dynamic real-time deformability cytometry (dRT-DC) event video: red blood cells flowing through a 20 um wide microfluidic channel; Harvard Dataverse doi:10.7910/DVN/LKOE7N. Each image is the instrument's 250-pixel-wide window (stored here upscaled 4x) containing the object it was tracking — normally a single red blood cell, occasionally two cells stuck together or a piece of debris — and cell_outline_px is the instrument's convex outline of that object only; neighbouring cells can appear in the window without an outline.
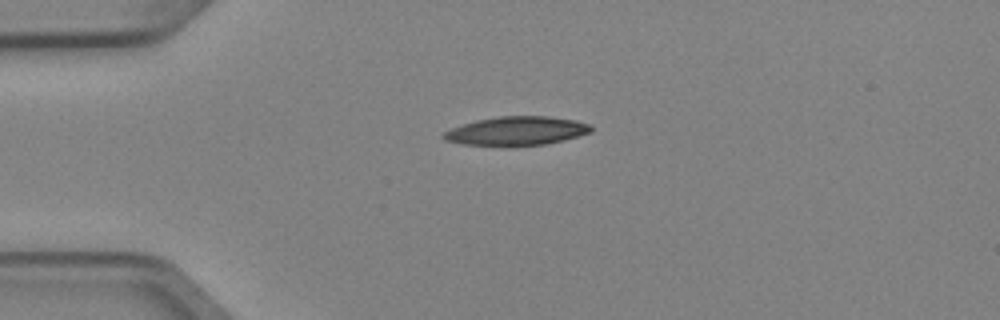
{"species": "Egyptian fruit bat (a non-hibernating species)", "species_latin": "Rousettus aegyptiacus", "temperature_condition": "cold", "stored_images_in_passage": 3, "camera_frame_rate_fps": 3000, "um_per_image_px": 0.085, "animal": {"sex": "female"}, "frame": {"image": 1, "passage_image": 1, "time_ms": 0.0, "image_size_px": [1000, 320], "cell_outline_px": [[592, 132], [564, 140], [544, 144], [508, 148], [460, 144], [444, 140], [440, 136], [444, 132], [452, 128], [476, 120], [500, 116], [548, 116], [576, 120], [592, 124]], "centroid_in_image_um": [43.89, 11.16], "position_along_channel_um": 41.1, "area_um2": 25.49}}
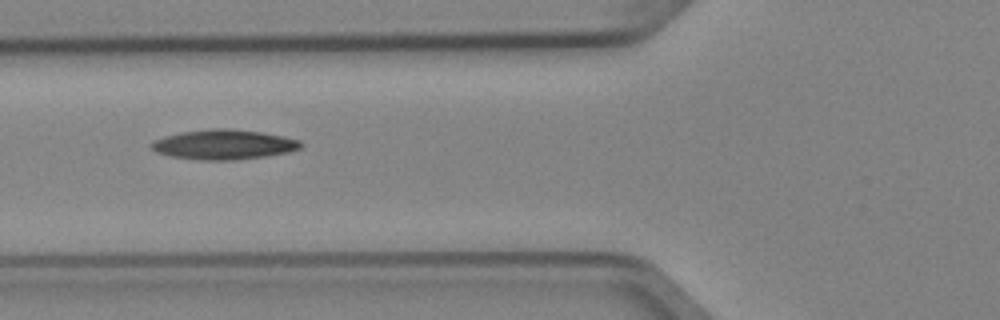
{"frame": {"image": 2, "passage_image": 3, "time_ms": 0.667, "image_size_px": [1000, 320], "cell_outline_px": [[304, 144], [300, 148], [288, 152], [264, 156], [228, 160], [204, 160], [172, 156], [156, 152], [152, 148], [152, 144], [156, 140], [164, 136], [180, 132], [212, 128], [228, 128], [260, 132], [284, 136], [300, 140]], "centroid_in_image_um": [19.05, 12.27], "position_along_channel_um": 106.7, "area_um2": 25.66}}